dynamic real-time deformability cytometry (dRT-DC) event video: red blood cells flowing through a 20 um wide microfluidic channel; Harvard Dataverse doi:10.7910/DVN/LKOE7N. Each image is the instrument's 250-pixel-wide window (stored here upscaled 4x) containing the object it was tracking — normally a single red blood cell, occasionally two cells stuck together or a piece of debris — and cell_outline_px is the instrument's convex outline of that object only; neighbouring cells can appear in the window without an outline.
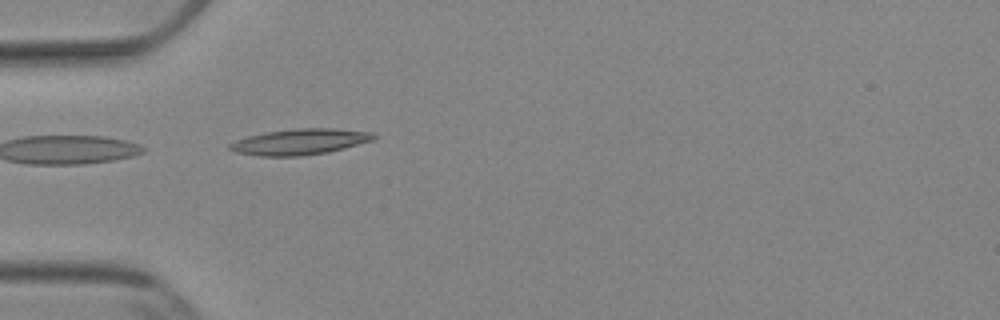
{"species": "Egyptian fruit bat (a non-hibernating species)", "species_latin": "Rousettus aegyptiacus", "temperature_condition": "cold", "stored_images_in_passage": 37, "camera_frame_rate_fps": 3000, "um_per_image_px": 0.085, "animal": {"sex": "female"}, "frame": {"image": 1, "passage_image": 1, "time_ms": 0.0, "image_size_px": [1000, 320], "cell_outline_px": [[380, 136], [372, 140], [344, 148], [328, 152], [300, 156], [260, 156], [236, 152], [228, 148], [228, 144], [236, 140], [248, 136], [268, 132], [296, 128], [332, 128], [376, 132]], "centroid_in_image_um": [25.54, 12.04], "position_along_channel_um": 59.5, "area_um2": 21.73}}
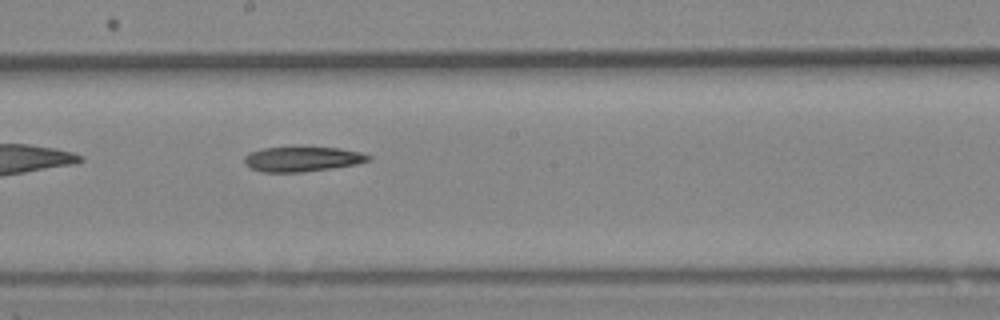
{"frame": {"image": 2, "passage_image": 14, "time_ms": 4.333, "image_size_px": [1000, 320], "cell_outline_px": [[372, 160], [356, 164], [332, 168], [300, 172], [264, 172], [252, 168], [244, 164], [244, 156], [248, 152], [264, 148], [340, 148], [360, 152], [372, 156]], "centroid_in_image_um": [25.7, 13.53], "position_along_channel_um": 222.5, "area_um2": 17.8}}
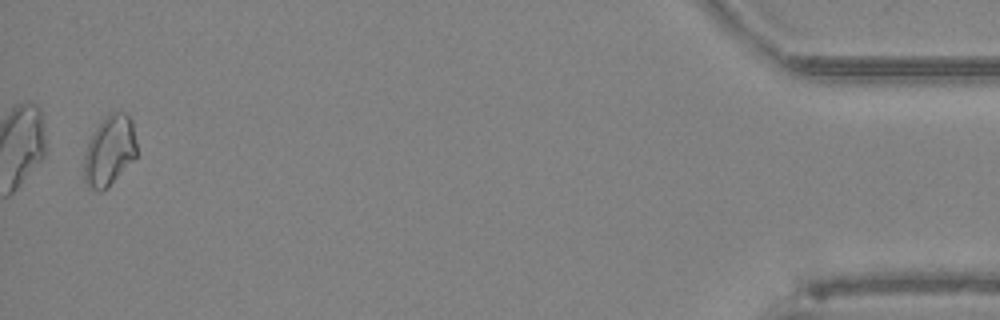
{"frame": {"image": 3, "passage_image": 36, "time_ms": 11.667, "image_size_px": [1000, 320], "cell_outline_px": [[136, 156], [100, 192], [88, 188], [84, 180], [84, 156], [88, 144], [96, 128], [104, 116], [108, 112], [124, 112], [132, 120], [136, 144]], "centroid_in_image_um": [9.28, 12.77], "position_along_channel_um": 425.9, "area_um2": 21.04}}